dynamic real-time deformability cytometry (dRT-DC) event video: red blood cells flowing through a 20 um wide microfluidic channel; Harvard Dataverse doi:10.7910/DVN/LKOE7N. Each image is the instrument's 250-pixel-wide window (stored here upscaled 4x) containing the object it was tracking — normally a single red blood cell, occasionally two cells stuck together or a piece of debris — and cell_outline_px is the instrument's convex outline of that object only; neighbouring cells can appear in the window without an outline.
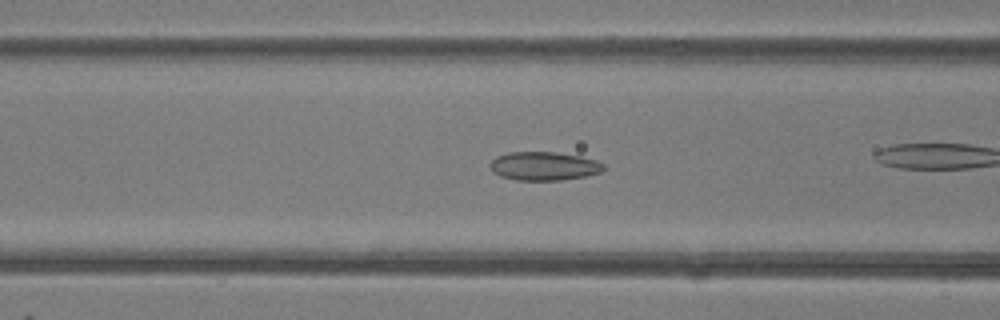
{"species": "common noctule bat (a hibernating species)", "species_latin": "Nyctalus noctula", "temperature_condition": "room temperature", "stored_images_in_passage": 27, "camera_frame_rate_fps": 3000, "um_per_image_px": 0.085, "animal": {"sex": "female"}, "frame": {"image": 1, "passage_image": 8, "time_ms": 2.333, "image_size_px": [1000, 320], "cell_outline_px": [[604, 168], [600, 172], [584, 176], [560, 180], [516, 180], [500, 176], [492, 172], [488, 164], [496, 156], [508, 152], [556, 152], [580, 156], [596, 160], [604, 164]], "centroid_in_image_um": [46.19, 14.11], "position_along_channel_um": 120.4, "area_um2": 18.96}}